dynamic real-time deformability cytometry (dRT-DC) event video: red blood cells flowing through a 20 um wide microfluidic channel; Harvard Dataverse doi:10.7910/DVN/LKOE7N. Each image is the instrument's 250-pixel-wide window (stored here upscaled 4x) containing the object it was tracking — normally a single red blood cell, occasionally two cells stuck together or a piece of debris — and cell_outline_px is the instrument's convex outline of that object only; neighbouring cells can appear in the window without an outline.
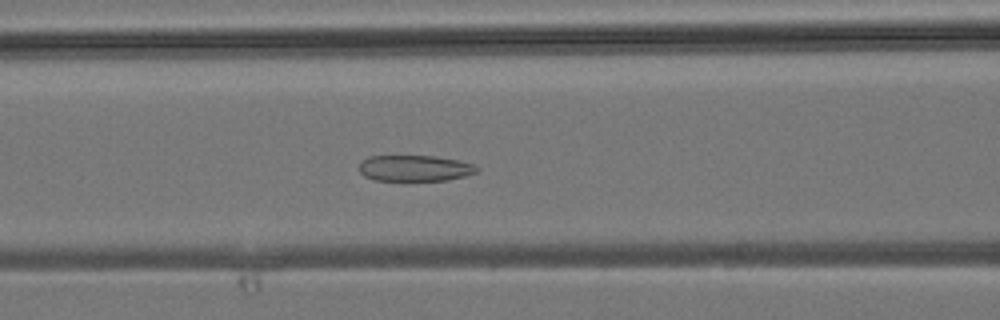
{"species": "common noctule bat (a hibernating species)", "species_latin": "Nyctalus noctula", "temperature_condition": "room temperature", "stored_images_in_passage": 40, "camera_frame_rate_fps": 3000, "um_per_image_px": 0.085, "animal": {"sex": "male", "body_mass_g": 19.2, "forearm_length_mm": 51.8}, "frame": {"image": 1, "passage_image": 14, "time_ms": 4.333, "image_size_px": [1000, 320], "cell_outline_px": [[480, 168], [476, 172], [464, 176], [448, 180], [376, 180], [364, 176], [360, 172], [360, 164], [368, 156], [432, 156], [456, 160], [472, 164]], "centroid_in_image_um": [35.25, 14.3], "position_along_channel_um": 131.4, "area_um2": 17.57}}
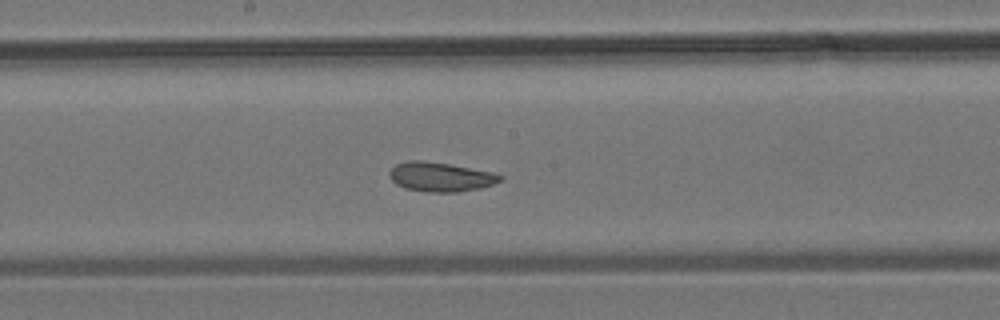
{"frame": {"image": 2, "passage_image": 19, "time_ms": 6.0, "image_size_px": [1000, 320], "cell_outline_px": [[504, 180], [480, 188], [456, 192], [428, 192], [404, 188], [396, 184], [392, 180], [388, 172], [396, 164], [408, 160], [424, 160], [496, 172], [504, 176]], "centroid_in_image_um": [37.47, 15.03], "position_along_channel_um": 210.7, "area_um2": 19.07}}
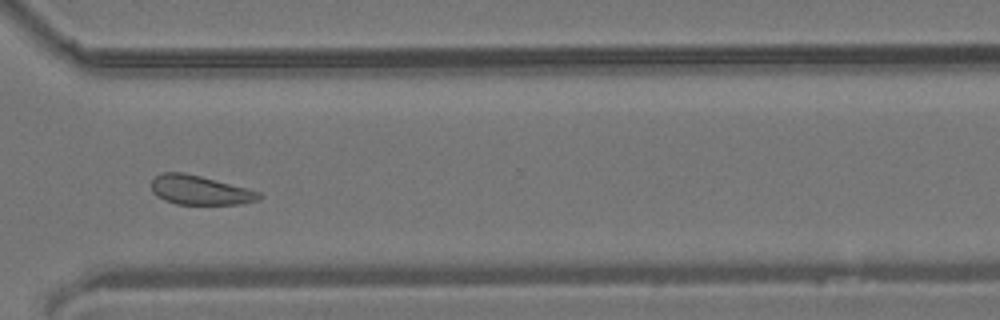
{"frame": {"image": 3, "passage_image": 28, "time_ms": 9.0, "image_size_px": [1000, 320], "cell_outline_px": [[264, 196], [260, 200], [240, 204], [176, 204], [164, 200], [152, 192], [152, 180], [160, 172], [184, 172], [248, 188], [260, 192]], "centroid_in_image_um": [17.02, 16.16], "position_along_channel_um": 353.6, "area_um2": 18.44}}